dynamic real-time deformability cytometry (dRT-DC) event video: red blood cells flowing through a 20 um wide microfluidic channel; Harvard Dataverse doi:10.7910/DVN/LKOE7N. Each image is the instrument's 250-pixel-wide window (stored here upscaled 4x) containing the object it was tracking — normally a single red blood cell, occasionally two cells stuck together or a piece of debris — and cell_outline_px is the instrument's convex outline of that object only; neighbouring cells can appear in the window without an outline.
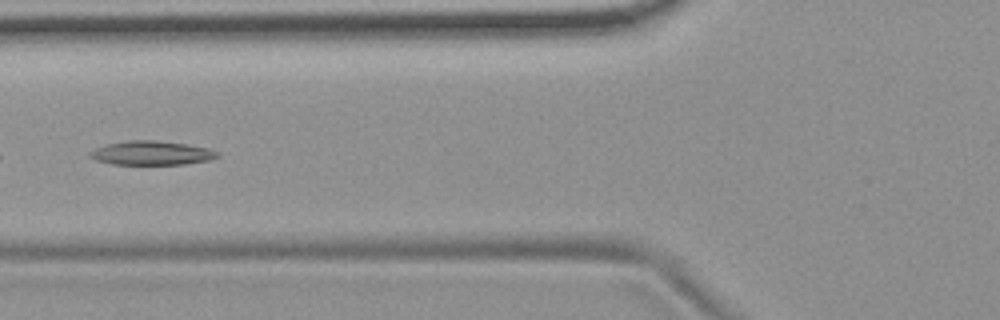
{"species": "common noctule bat (a hibernating species)", "species_latin": "Nyctalus noctula", "temperature_condition": "room temperature", "stored_images_in_passage": 6, "camera_frame_rate_fps": 3000, "um_per_image_px": 0.085, "animal": {"sex": "female", "body_mass_g": 19.9}, "frame": {"image": 1, "passage_image": 6, "time_ms": 6.667, "image_size_px": [1000, 320], "cell_outline_px": [[220, 156], [212, 160], [184, 164], [112, 164], [96, 160], [88, 156], [88, 152], [96, 148], [108, 144], [128, 140], [156, 140], [188, 144], [208, 148], [220, 152]], "centroid_in_image_um": [12.92, 13.0], "position_along_channel_um": 112.9, "area_um2": 17.98}}